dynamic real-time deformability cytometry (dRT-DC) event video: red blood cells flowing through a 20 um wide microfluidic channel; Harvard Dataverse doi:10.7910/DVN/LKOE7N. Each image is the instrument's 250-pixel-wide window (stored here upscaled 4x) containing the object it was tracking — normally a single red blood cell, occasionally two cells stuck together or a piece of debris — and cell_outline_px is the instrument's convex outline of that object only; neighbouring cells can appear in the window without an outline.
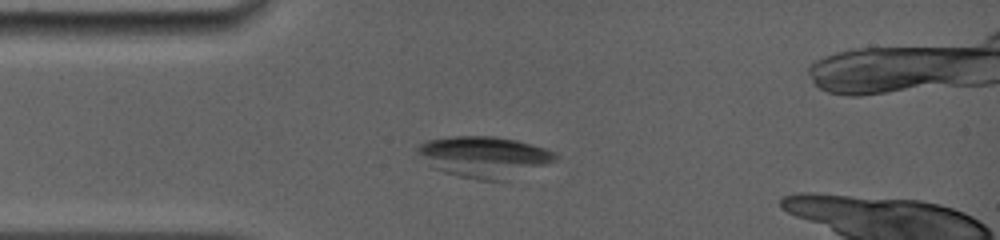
{"species": "common noctule bat (a hibernating species)", "species_latin": "Nyctalus noctula", "temperature_condition": "room temperature", "stored_images_in_passage": 1, "camera_frame_rate_fps": 5000, "um_per_image_px": 0.085, "animal": {"sex": "female", "body_mass_g": 19.0, "forearm_length_mm": 56.7}, "frame": {"image": 1, "passage_image": 1, "time_ms": 0.0, "image_size_px": [1000, 240], "cell_outline_px": [[556, 160], [548, 164], [504, 180], [476, 180], [444, 172], [432, 168], [416, 152], [416, 148], [420, 144], [428, 140], [448, 136], [496, 136], [516, 140], [532, 144], [556, 152]], "centroid_in_image_um": [41.12, 13.31], "position_along_channel_um": 43.9, "area_um2": 32.83}}